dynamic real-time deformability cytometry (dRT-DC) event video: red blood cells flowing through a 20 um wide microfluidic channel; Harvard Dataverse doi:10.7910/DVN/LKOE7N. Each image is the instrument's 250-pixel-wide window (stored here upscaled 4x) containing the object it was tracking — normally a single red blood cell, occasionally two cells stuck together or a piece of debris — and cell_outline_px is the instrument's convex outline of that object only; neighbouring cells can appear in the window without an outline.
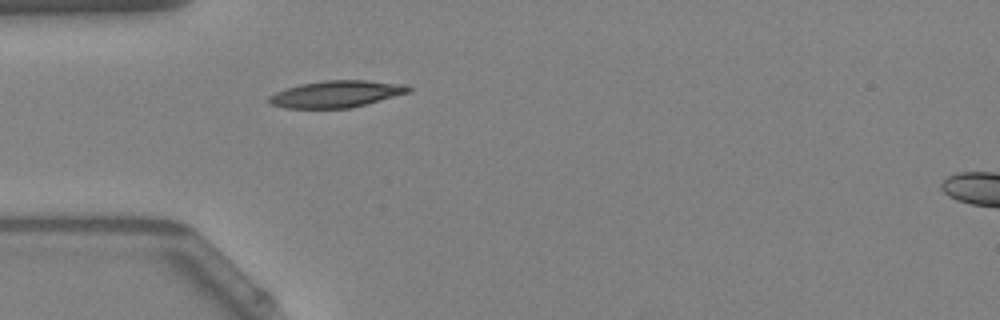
{"species": "Egyptian fruit bat (a non-hibernating species)", "species_latin": "Rousettus aegyptiacus", "temperature_condition": "warm", "stored_images_in_passage": 33, "camera_frame_rate_fps": 3000, "um_per_image_px": 0.085, "animal": {"sex": "female"}, "frame": {"image": 1, "passage_image": 1, "time_ms": 0.0, "image_size_px": [1000, 320], "cell_outline_px": [[412, 92], [352, 108], [284, 108], [272, 104], [268, 100], [268, 96], [276, 92], [300, 84], [324, 80], [368, 80], [404, 84], [412, 88]], "centroid_in_image_um": [28.64, 7.99], "position_along_channel_um": 56.4, "area_um2": 21.91}}
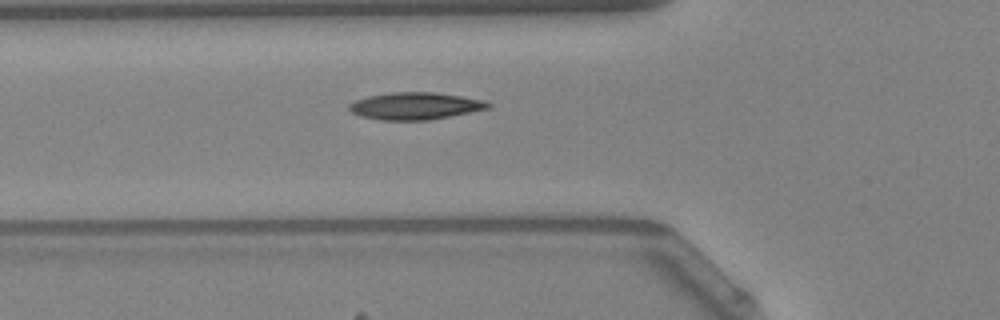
{"frame": {"image": 2, "passage_image": 4, "time_ms": 1.0, "image_size_px": [1000, 320], "cell_outline_px": [[492, 104], [488, 108], [428, 120], [380, 120], [360, 116], [352, 112], [348, 108], [348, 104], [356, 100], [368, 96], [392, 92], [436, 92], [484, 100]], "centroid_in_image_um": [35.25, 9.0], "position_along_channel_um": 90.6, "area_um2": 21.79}, "authors_computed_cell_mechanics": {"area_um2": 20.5768, "velocity_mm_per_s": 3.9181, "shape_relaxation_time_tau1_ms": 9.0805, "shape_relaxation_time_tau2_ms": 5.1286, "deformation_change_tau1": 0.2272, "deformation_change_tau2": 0.1107}}